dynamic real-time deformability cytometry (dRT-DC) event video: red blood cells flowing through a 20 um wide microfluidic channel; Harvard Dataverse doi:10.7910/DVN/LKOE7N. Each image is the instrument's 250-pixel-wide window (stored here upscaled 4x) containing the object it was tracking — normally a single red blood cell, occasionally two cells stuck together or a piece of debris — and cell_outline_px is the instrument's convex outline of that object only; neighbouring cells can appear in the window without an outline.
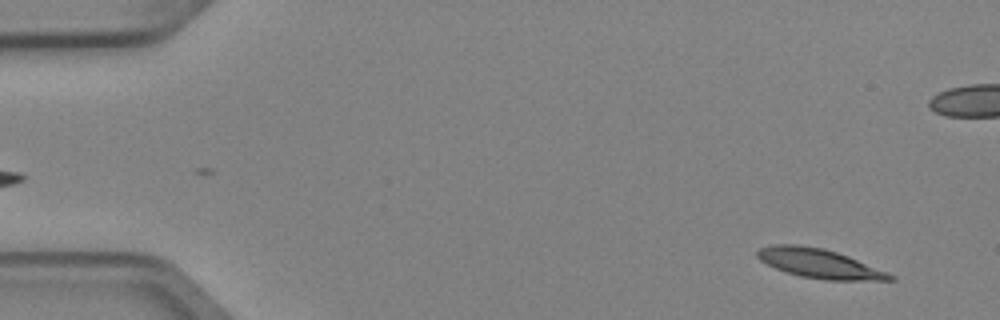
{"species": "Egyptian fruit bat (a non-hibernating species)", "species_latin": "Rousettus aegyptiacus", "temperature_condition": "cold", "stored_images_in_passage": 4, "camera_frame_rate_fps": 3000, "um_per_image_px": 0.085, "animal": {"sex": "female"}, "frame": {"image": 1, "passage_image": 4, "time_ms": 1.0, "image_size_px": [1000, 320], "cell_outline_px": [[896, 280], [824, 280], [800, 276], [784, 272], [760, 260], [756, 256], [756, 252], [760, 248], [772, 244], [800, 244], [824, 248], [848, 256], [896, 276]], "centroid_in_image_um": [69.61, 22.39], "position_along_channel_um": 15.4, "area_um2": 22.6}}